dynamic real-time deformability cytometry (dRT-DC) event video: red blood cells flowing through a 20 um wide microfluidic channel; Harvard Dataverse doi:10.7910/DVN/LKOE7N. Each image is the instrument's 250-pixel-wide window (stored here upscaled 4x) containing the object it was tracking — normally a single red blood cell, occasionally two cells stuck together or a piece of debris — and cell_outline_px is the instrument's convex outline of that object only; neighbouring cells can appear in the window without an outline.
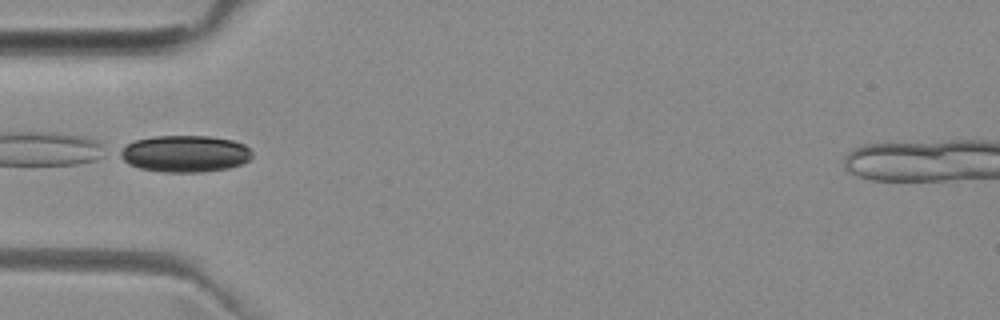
{"species": "common noctule bat (a hibernating species)", "species_latin": "Nyctalus noctula", "temperature_condition": "room temperature", "stored_images_in_passage": 9, "camera_frame_rate_fps": 3000, "um_per_image_px": 0.085, "animal": {"sex": "female", "body_mass_g": 29.2, "forearm_length_mm": 56.3}, "frame": {"image": 1, "passage_image": 1, "time_ms": 0.0, "image_size_px": [1000, 320], "cell_outline_px": [[252, 156], [248, 160], [240, 164], [228, 168], [200, 172], [164, 172], [140, 168], [128, 164], [116, 156], [116, 152], [128, 144], [136, 140], [152, 136], [208, 136], [232, 140], [244, 144], [252, 152]], "centroid_in_image_um": [15.66, 13.06], "position_along_channel_um": 69.3, "area_um2": 28.38}}
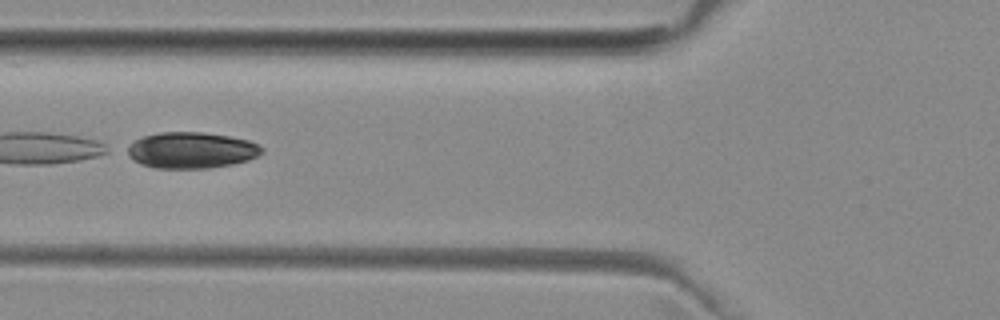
{"frame": {"image": 2, "passage_image": 4, "time_ms": 1.0, "image_size_px": [1000, 320], "cell_outline_px": [[264, 152], [248, 160], [232, 164], [208, 168], [156, 168], [140, 164], [120, 152], [124, 148], [136, 140], [144, 136], [160, 132], [204, 132], [228, 136], [248, 140], [260, 144], [264, 148]], "centroid_in_image_um": [16.22, 12.77], "position_along_channel_um": 109.6, "area_um2": 28.73}}